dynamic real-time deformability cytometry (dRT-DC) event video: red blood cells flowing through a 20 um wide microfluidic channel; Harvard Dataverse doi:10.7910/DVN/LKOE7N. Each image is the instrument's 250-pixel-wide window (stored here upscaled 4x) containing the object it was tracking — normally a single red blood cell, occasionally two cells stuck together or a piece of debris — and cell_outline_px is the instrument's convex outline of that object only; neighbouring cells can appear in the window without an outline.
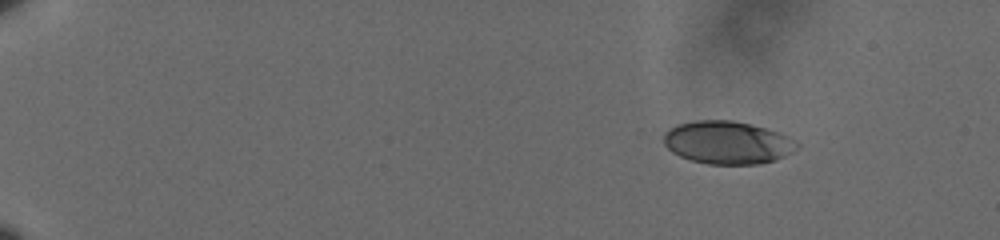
{"species": "human", "species_latin": "Homo sapiens", "temperature_condition": "cold", "stored_images_in_passage": 52, "camera_frame_rate_fps": 3000, "um_per_image_px": 0.085, "donor": {"sex": "male"}, "frame": {"image": 1, "passage_image": 1, "time_ms": 0.0, "image_size_px": [1000, 240], "cell_outline_px": [[800, 148], [776, 160], [760, 164], [708, 164], [692, 160], [680, 156], [672, 152], [664, 144], [664, 132], [668, 128], [676, 124], [696, 120], [732, 120], [752, 124], [780, 132], [796, 140], [800, 144]], "centroid_in_image_um": [61.86, 12.11], "position_along_channel_um": 23.1, "area_um2": 33.7}}
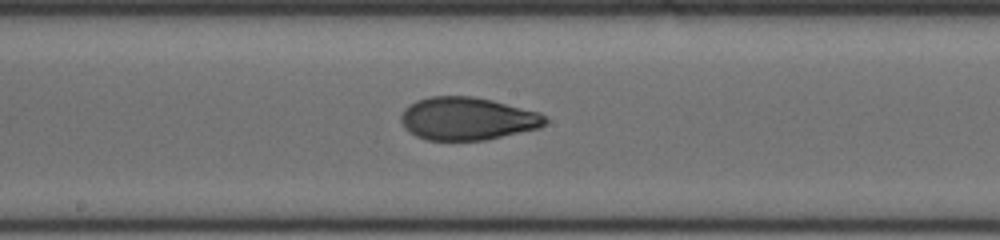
{"frame": {"image": 2, "passage_image": 28, "time_ms": 9.0, "image_size_px": [1000, 240], "cell_outline_px": [[548, 120], [540, 128], [484, 140], [428, 140], [416, 136], [404, 128], [400, 120], [400, 116], [404, 108], [416, 100], [432, 96], [472, 96], [492, 100], [540, 112]], "centroid_in_image_um": [39.7, 10.08], "position_along_channel_um": 208.5, "area_um2": 36.07}}
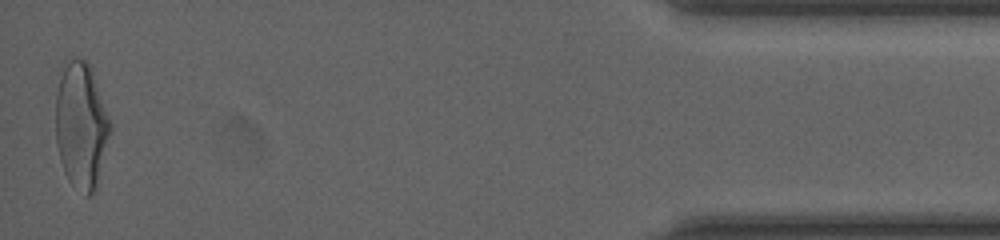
{"frame": {"image": 3, "passage_image": 52, "time_ms": 17.0, "image_size_px": [1000, 240], "cell_outline_px": [[112, 128], [96, 188], [88, 196], [84, 196], [68, 180], [64, 172], [60, 160], [56, 144], [56, 92], [64, 60], [76, 56], [84, 60], [92, 68], [112, 124]], "centroid_in_image_um": [6.9, 10.63], "position_along_channel_um": 428.3, "area_um2": 40.69}, "authors_computed_cell_mechanics": {"area_um2": 35.7204, "velocity_mm_per_s": 3.6162, "shape_relaxation_time_tau1_ms": 5.5195, "shape_relaxation_time_tau2_ms": 1.7441, "deformation_change_tau1": 0.1948, "deformation_change_tau2": 0.0712}}